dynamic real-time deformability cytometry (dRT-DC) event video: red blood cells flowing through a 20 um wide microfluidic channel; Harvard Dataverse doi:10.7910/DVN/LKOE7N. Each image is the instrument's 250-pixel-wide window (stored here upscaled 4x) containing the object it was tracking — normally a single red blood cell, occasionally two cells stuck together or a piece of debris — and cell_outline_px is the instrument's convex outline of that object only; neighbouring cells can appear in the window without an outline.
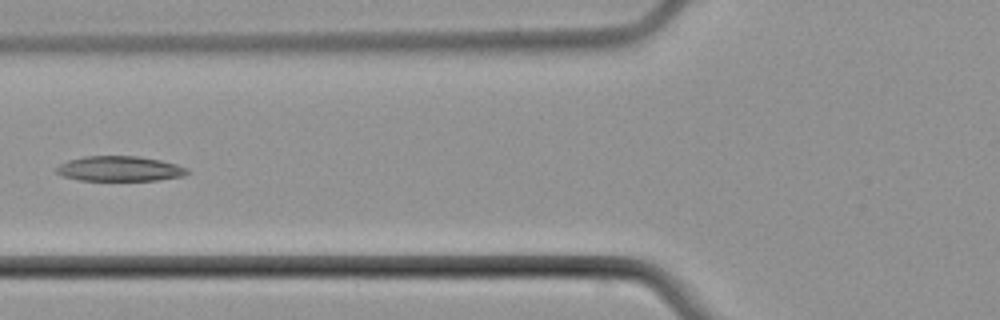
{"species": "common noctule bat (a hibernating species)", "species_latin": "Nyctalus noctula", "temperature_condition": "cold", "stored_images_in_passage": 5, "camera_frame_rate_fps": 3000, "um_per_image_px": 0.085, "animal": {"sex": "male", "body_mass_g": 21.5, "forearm_length_mm": 52.0}, "frame": {"image": 1, "passage_image": 5, "time_ms": 5.333, "image_size_px": [1000, 320], "cell_outline_px": [[188, 172], [184, 176], [156, 180], [80, 180], [64, 176], [56, 172], [56, 168], [60, 164], [68, 160], [84, 156], [136, 156], [160, 160], [176, 164], [188, 168]], "centroid_in_image_um": [10.17, 14.33], "position_along_channel_um": 115.6, "area_um2": 18.96}}